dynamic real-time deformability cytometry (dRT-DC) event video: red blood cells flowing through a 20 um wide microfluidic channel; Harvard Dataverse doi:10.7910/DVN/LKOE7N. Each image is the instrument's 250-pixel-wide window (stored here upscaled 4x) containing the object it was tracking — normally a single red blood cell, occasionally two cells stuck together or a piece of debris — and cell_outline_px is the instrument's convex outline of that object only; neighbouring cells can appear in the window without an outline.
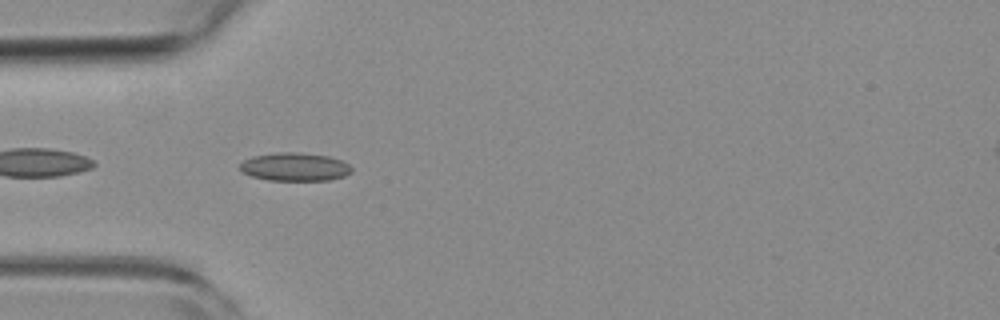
{"species": "common noctule bat (a hibernating species)", "species_latin": "Nyctalus noctula", "temperature_condition": "room temperature", "stored_images_in_passage": 39, "camera_frame_rate_fps": 3000, "um_per_image_px": 0.085, "animal": {"sex": "female", "body_mass_g": 19.3, "forearm_length_mm": 54.1}, "frame": {"image": 1, "passage_image": 2, "time_ms": 0.333, "image_size_px": [1000, 320], "cell_outline_px": [[352, 172], [344, 176], [328, 180], [268, 180], [252, 176], [240, 172], [240, 164], [244, 160], [252, 156], [276, 152], [296, 152], [328, 156], [340, 160], [348, 164], [352, 168]], "centroid_in_image_um": [25.03, 14.18], "position_along_channel_um": 60.0, "area_um2": 18.38}}
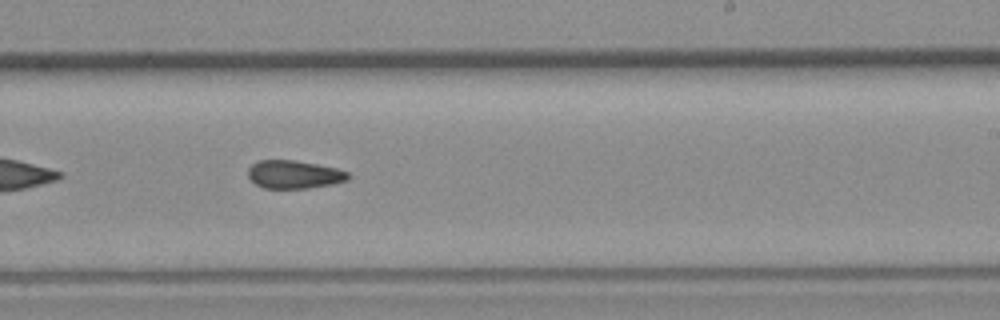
{"frame": {"image": 2, "passage_image": 18, "time_ms": 5.667, "image_size_px": [1000, 320], "cell_outline_px": [[352, 176], [348, 180], [332, 184], [308, 188], [264, 188], [256, 184], [248, 176], [248, 168], [252, 164], [260, 160], [292, 160], [316, 164], [336, 168], [348, 172]], "centroid_in_image_um": [25.02, 14.83], "position_along_channel_um": 264.0, "area_um2": 16.36}}
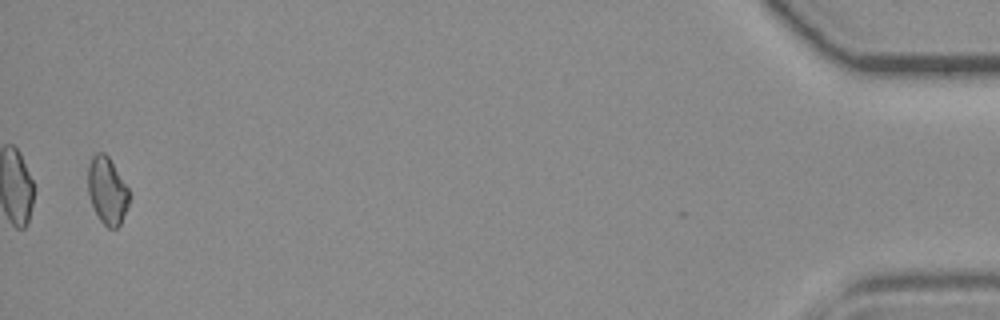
{"frame": {"image": 3, "passage_image": 38, "time_ms": 12.333, "image_size_px": [1000, 320], "cell_outline_px": [[128, 204], [120, 224], [116, 228], [108, 228], [100, 220], [92, 204], [88, 192], [88, 164], [92, 156], [96, 152], [104, 152], [108, 156], [128, 188]], "centroid_in_image_um": [9.09, 16.18], "position_along_channel_um": 426.1, "area_um2": 15.84}, "authors_computed_cell_mechanics": {"area_um2": 16.7042, "velocity_mm_per_s": 3.8678, "shape_relaxation_time_tau1_ms": null, "shape_relaxation_time_tau2_ms": 4.3051, "deformation_change_tau1": null, "deformation_change_tau2": 0.0927}}